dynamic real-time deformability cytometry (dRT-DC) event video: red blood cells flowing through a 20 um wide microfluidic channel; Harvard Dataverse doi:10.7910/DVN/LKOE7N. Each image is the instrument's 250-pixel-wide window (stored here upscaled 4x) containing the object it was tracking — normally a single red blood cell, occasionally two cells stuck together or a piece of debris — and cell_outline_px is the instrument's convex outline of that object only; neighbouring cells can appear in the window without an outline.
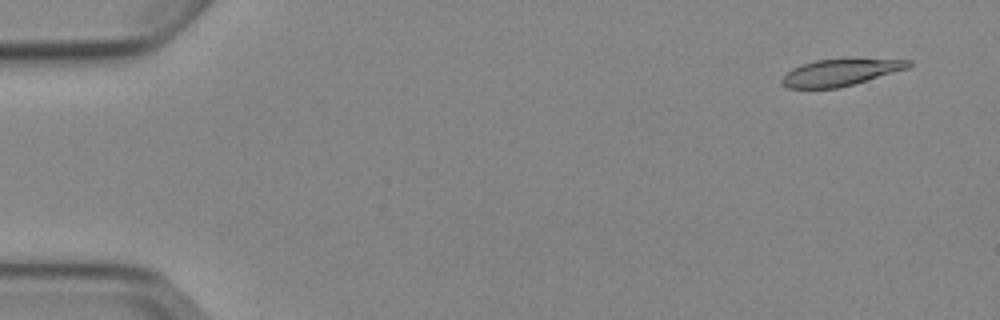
{"species": "Egyptian fruit bat (a non-hibernating species)", "species_latin": "Rousettus aegyptiacus", "temperature_condition": "cold", "stored_images_in_passage": 7, "camera_frame_rate_fps": 3000, "um_per_image_px": 0.085, "animal": {"sex": "female"}, "frame": {"image": 1, "passage_image": 1, "time_ms": 0.0, "image_size_px": [1000, 320], "cell_outline_px": [[912, 64], [908, 68], [840, 88], [788, 88], [780, 84], [780, 80], [792, 68], [816, 60], [912, 60]], "centroid_in_image_um": [71.37, 6.19], "position_along_channel_um": 13.6, "area_um2": 19.13}}
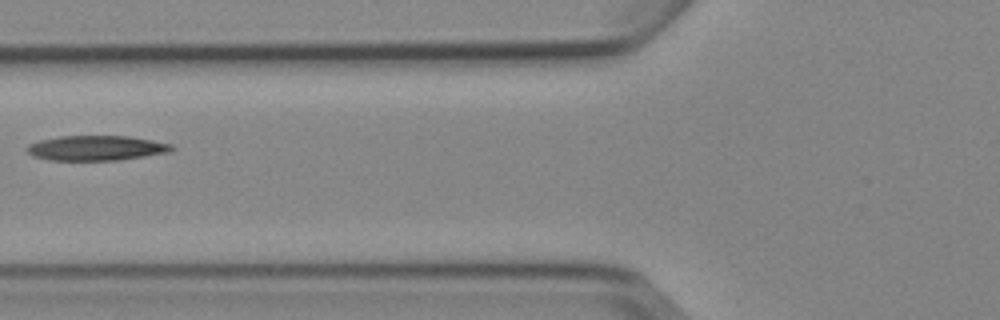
{"frame": {"image": 2, "passage_image": 6, "time_ms": 6.0, "image_size_px": [1000, 320], "cell_outline_px": [[176, 148], [168, 152], [120, 160], [48, 160], [32, 156], [24, 148], [28, 144], [40, 140], [60, 136], [128, 136], [152, 140], [172, 144]], "centroid_in_image_um": [8.15, 12.58], "position_along_channel_um": 117.6, "area_um2": 21.1}}
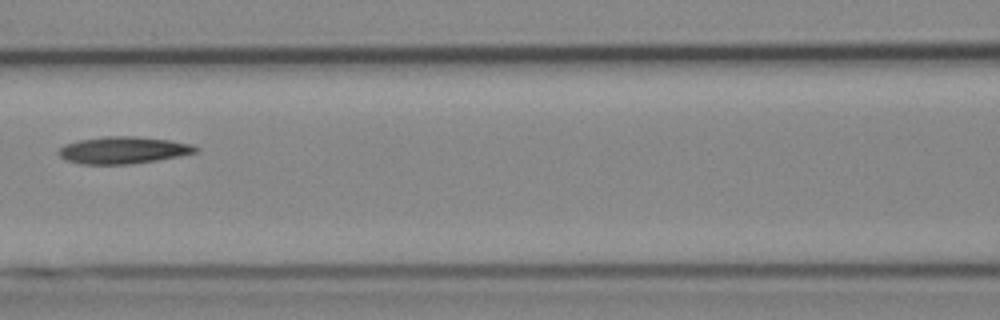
{"frame": {"image": 3, "passage_image": 7, "time_ms": 7.0, "image_size_px": [1000, 320], "cell_outline_px": [[200, 148], [196, 152], [180, 156], [132, 164], [80, 164], [64, 160], [56, 152], [64, 144], [80, 140], [104, 136], [136, 136], [168, 140], [192, 144]], "centroid_in_image_um": [10.45, 12.76], "position_along_channel_um": 156.2, "area_um2": 21.68}}